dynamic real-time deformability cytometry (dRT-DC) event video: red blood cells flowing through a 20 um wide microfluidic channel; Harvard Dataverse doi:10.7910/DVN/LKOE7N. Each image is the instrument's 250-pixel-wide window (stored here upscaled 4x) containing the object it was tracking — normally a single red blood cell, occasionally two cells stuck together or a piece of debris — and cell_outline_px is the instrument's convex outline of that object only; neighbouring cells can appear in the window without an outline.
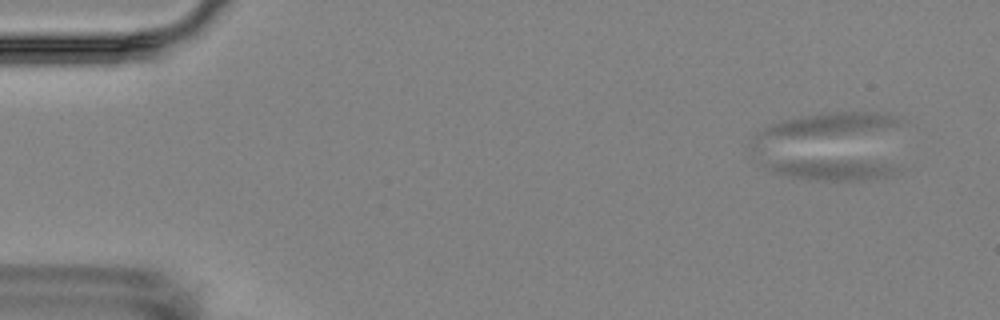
{"species": "Egyptian fruit bat (a non-hibernating species)", "species_latin": "Rousettus aegyptiacus", "temperature_condition": "room temperature", "stored_images_in_passage": 5, "camera_frame_rate_fps": 3000, "um_per_image_px": 0.085, "animal": {"sex": "female"}, "frame": {"image": 1, "passage_image": 1, "time_ms": 0.0, "image_size_px": [1000, 320], "cell_outline_px": [[900, 172], [892, 176], [860, 180], [816, 180], [792, 176], [772, 172], [764, 164], [788, 160], [856, 160], [888, 164], [900, 168]], "centroid_in_image_um": [70.84, 14.41], "position_along_channel_um": 14.2, "area_um2": 15.61}}